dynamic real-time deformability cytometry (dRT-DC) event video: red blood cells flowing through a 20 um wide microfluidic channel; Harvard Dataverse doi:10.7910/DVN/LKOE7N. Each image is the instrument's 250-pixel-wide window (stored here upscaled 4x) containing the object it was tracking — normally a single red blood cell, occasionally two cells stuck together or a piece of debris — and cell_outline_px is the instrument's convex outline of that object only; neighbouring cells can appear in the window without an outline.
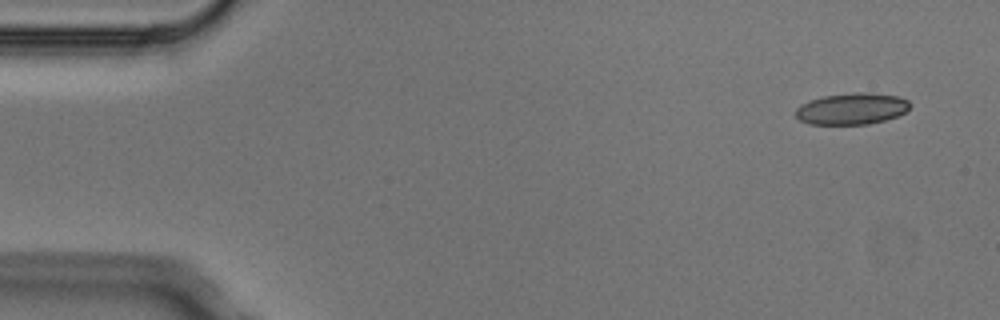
{"species": "Egyptian fruit bat (a non-hibernating species)", "species_latin": "Rousettus aegyptiacus", "temperature_condition": "cold", "stored_images_in_passage": 3, "camera_frame_rate_fps": 3000, "um_per_image_px": 0.085, "animal": {"sex": "male"}, "frame": {"image": 1, "passage_image": 1, "time_ms": 0.0, "image_size_px": [1000, 320], "cell_outline_px": [[908, 108], [904, 112], [896, 116], [884, 120], [868, 124], [808, 124], [800, 120], [796, 116], [796, 108], [800, 104], [824, 96], [856, 92], [872, 92], [900, 96], [908, 100]], "centroid_in_image_um": [72.39, 9.23], "position_along_channel_um": 12.6, "area_um2": 20.87}}